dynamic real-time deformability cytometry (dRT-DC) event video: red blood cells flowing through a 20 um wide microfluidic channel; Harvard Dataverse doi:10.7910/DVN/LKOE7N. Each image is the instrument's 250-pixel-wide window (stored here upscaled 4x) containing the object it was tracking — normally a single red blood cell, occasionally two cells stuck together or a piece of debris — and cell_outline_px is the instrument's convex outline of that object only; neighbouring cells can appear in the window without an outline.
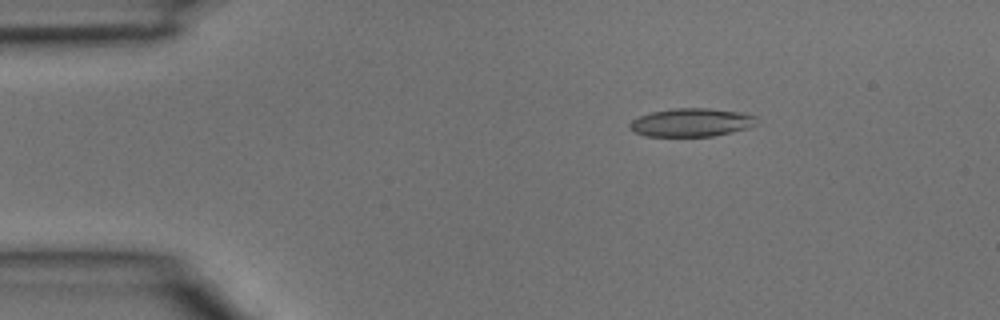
{"species": "common noctule bat (a hibernating species)", "species_latin": "Nyctalus noctula", "temperature_condition": "room temperature", "stored_images_in_passage": 4, "segment_of_instrument_passage": [1, 2], "camera_frame_rate_fps": 3000, "um_per_image_px": 0.085, "animal": {"sex": "male", "body_mass_g": 15.6}, "frame": {"image": 1, "passage_image": 2, "time_ms": 0.333, "image_size_px": [1000, 320], "cell_outline_px": [[756, 124], [748, 128], [732, 132], [712, 136], [644, 136], [632, 132], [628, 128], [628, 124], [632, 120], [640, 116], [652, 112], [672, 108], [708, 108], [740, 112], [756, 116]], "centroid_in_image_um": [58.73, 10.41], "position_along_channel_um": 26.3, "area_um2": 21.04}}